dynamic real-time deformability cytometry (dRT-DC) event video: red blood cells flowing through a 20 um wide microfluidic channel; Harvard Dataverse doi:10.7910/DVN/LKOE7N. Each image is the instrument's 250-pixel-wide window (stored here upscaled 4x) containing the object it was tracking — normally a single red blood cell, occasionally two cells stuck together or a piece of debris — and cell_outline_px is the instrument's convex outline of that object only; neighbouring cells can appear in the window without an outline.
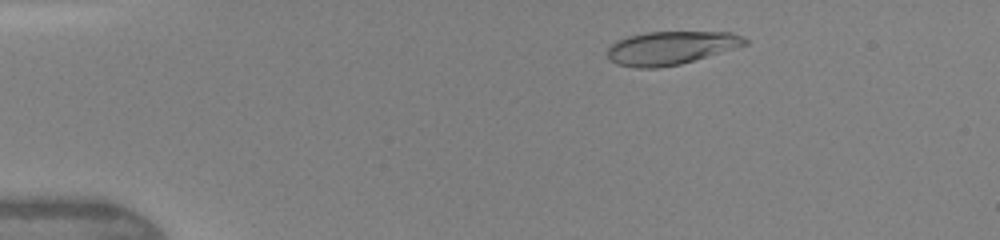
{"species": "human", "species_latin": "Homo sapiens", "temperature_condition": "warm", "stored_images_in_passage": 46, "camera_frame_rate_fps": 3000, "um_per_image_px": 0.085, "donor": {"sex": "female"}, "frame": {"image": 1, "passage_image": 8, "time_ms": 2.333, "image_size_px": [1000, 240], "cell_outline_px": [[748, 44], [680, 64], [656, 68], [636, 68], [616, 64], [608, 56], [608, 48], [612, 44], [628, 36], [648, 32], [732, 32], [744, 36], [748, 40]], "centroid_in_image_um": [57.05, 4.07], "position_along_channel_um": 28.0, "area_um2": 26.47}}
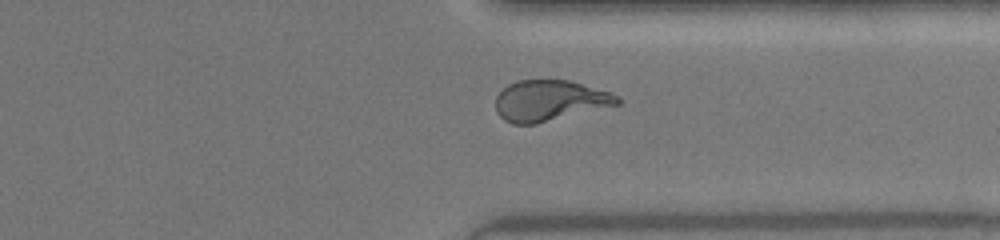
{"frame": {"image": 2, "passage_image": 36, "time_ms": 11.667, "image_size_px": [1000, 240], "cell_outline_px": [[620, 104], [536, 124], [512, 124], [504, 120], [496, 112], [496, 96], [508, 84], [516, 80], [568, 80], [608, 92], [620, 96]], "centroid_in_image_um": [46.69, 8.56], "position_along_channel_um": 364.7, "area_um2": 28.84}}
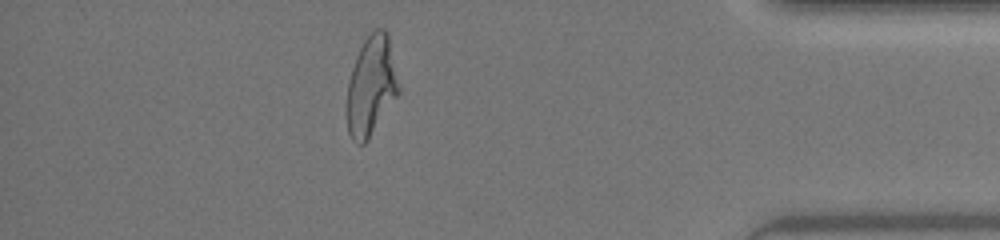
{"frame": {"image": 3, "passage_image": 41, "time_ms": 13.333, "image_size_px": [1000, 240], "cell_outline_px": [[400, 92], [368, 140], [364, 144], [356, 144], [352, 140], [348, 132], [348, 84], [352, 68], [356, 56], [364, 40], [376, 28], [384, 28], [388, 32], [400, 88]], "centroid_in_image_um": [31.58, 7.3], "position_along_channel_um": 403.6, "area_um2": 29.88}, "authors_computed_cell_mechanics": {"area_um2": 28.5243, "velocity_mm_per_s": 4.383, "shape_relaxation_time_tau1_ms": 3.148, "shape_relaxation_time_tau2_ms": 0.7194, "deformation_change_tau1": 0.2029, "deformation_change_tau2": 0.0848}}